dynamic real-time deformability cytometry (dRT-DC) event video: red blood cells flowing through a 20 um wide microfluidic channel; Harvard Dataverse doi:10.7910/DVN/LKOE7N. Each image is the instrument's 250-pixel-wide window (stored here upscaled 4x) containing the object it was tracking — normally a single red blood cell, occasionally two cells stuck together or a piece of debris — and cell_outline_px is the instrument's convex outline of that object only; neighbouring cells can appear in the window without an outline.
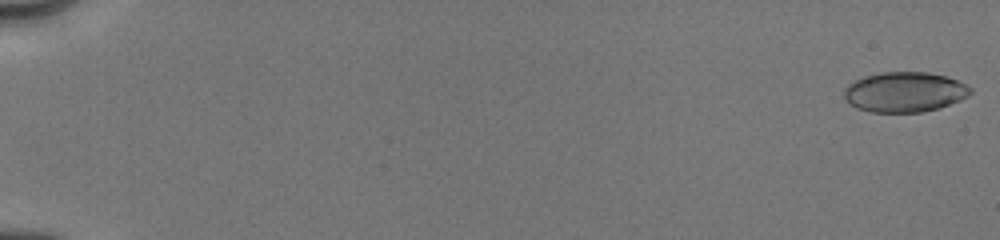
{"species": "human", "species_latin": "Homo sapiens", "temperature_condition": "cold", "stored_images_in_passage": 15, "camera_frame_rate_fps": 3000, "um_per_image_px": 0.085, "donor": {"sex": "male"}, "frame": {"image": 1, "passage_image": 1, "time_ms": 0.0, "image_size_px": [1000, 240], "cell_outline_px": [[972, 92], [968, 96], [960, 100], [940, 108], [924, 112], [868, 112], [856, 108], [844, 100], [844, 88], [848, 84], [864, 76], [880, 72], [928, 72], [944, 76], [956, 80], [972, 88]], "centroid_in_image_um": [76.87, 7.83], "position_along_channel_um": 8.1, "area_um2": 29.71}}
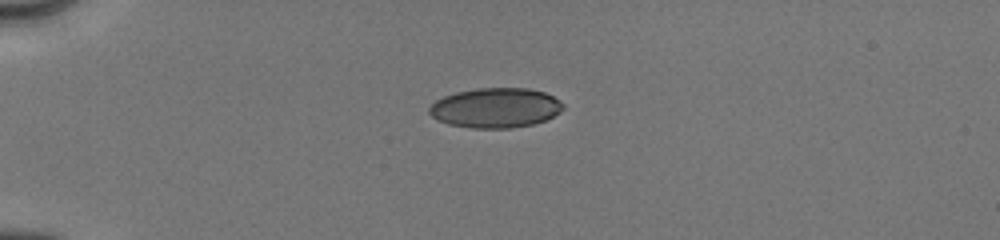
{"frame": {"image": 2, "passage_image": 11, "time_ms": 4.667, "image_size_px": [1000, 240], "cell_outline_px": [[564, 108], [560, 112], [544, 120], [532, 124], [512, 128], [472, 128], [448, 124], [432, 116], [428, 112], [428, 108], [436, 100], [444, 96], [456, 92], [476, 88], [528, 88], [544, 92], [560, 100], [564, 104]], "centroid_in_image_um": [42.12, 9.16], "position_along_channel_um": 42.9, "area_um2": 31.04}}
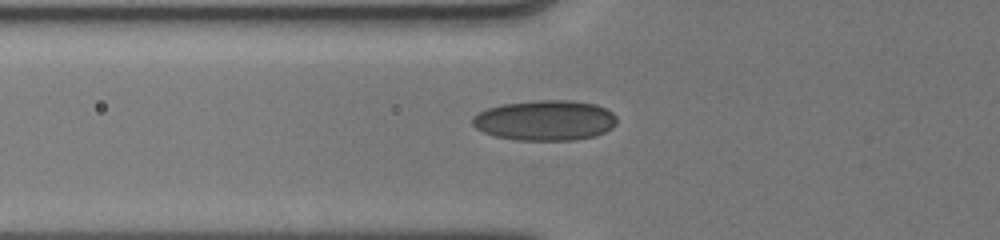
{"frame": {"image": 3, "passage_image": 15, "time_ms": 6.667, "image_size_px": [1000, 240], "cell_outline_px": [[616, 124], [612, 128], [596, 136], [576, 140], [516, 140], [496, 136], [484, 132], [476, 128], [472, 124], [472, 116], [488, 108], [504, 104], [540, 100], [572, 100], [596, 104], [612, 112], [616, 116]], "centroid_in_image_um": [46.35, 10.23], "position_along_channel_um": 79.4, "area_um2": 33.93}}